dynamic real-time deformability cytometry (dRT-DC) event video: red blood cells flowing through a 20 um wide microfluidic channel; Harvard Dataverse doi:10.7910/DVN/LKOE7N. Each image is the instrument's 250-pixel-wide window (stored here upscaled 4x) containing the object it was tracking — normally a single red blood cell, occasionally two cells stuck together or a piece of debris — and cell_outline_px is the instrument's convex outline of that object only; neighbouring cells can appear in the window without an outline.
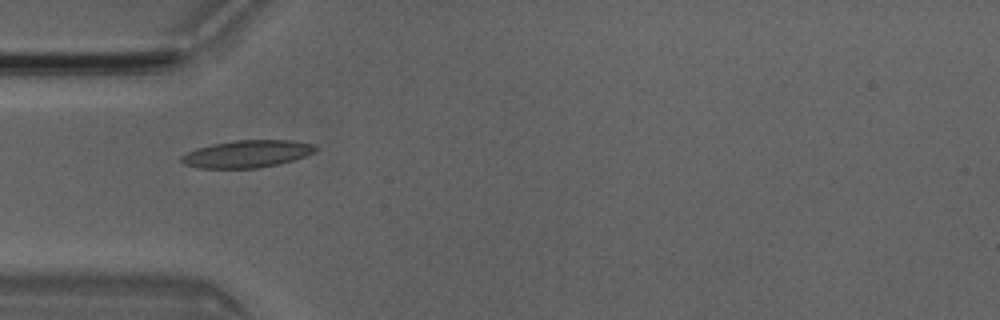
{"species": "Egyptian fruit bat (a non-hibernating species)", "species_latin": "Rousettus aegyptiacus", "temperature_condition": "room temperature", "stored_images_in_passage": 7, "camera_frame_rate_fps": 3000, "um_per_image_px": 0.085, "animal": {"sex": "male"}, "frame": {"image": 1, "passage_image": 5, "time_ms": 1.333, "image_size_px": [1000, 320], "cell_outline_px": [[316, 152], [292, 160], [260, 168], [200, 168], [184, 164], [180, 160], [180, 156], [196, 148], [212, 144], [236, 140], [292, 140], [312, 144], [316, 148]], "centroid_in_image_um": [20.97, 13.08], "position_along_channel_um": 64.0, "area_um2": 21.21}}